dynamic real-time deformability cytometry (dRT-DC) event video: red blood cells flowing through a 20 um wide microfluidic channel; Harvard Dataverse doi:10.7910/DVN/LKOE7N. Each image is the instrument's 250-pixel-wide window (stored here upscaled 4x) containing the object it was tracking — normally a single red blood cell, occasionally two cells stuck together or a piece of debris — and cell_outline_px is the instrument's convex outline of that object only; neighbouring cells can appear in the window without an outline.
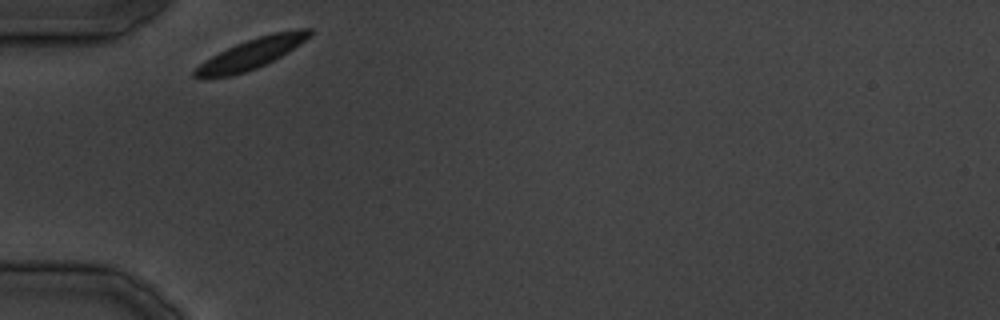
{"species": "common noctule bat (a hibernating species)", "species_latin": "Nyctalus noctula", "temperature_condition": "cold", "stored_images_in_passage": 21, "camera_frame_rate_fps": 3000, "um_per_image_px": 0.085, "animal": {"sex": "male", "body_mass_g": 19.5, "forearm_length_mm": 54.6}, "frame": {"image": 1, "passage_image": 1, "time_ms": 0.0, "image_size_px": [1000, 320], "cell_outline_px": [[312, 36], [288, 52], [256, 68], [244, 72], [228, 76], [192, 76], [192, 72], [204, 60], [236, 44], [272, 32], [300, 28], [312, 28]], "centroid_in_image_um": [21.45, 4.51], "position_along_channel_um": 63.6, "area_um2": 19.77}}
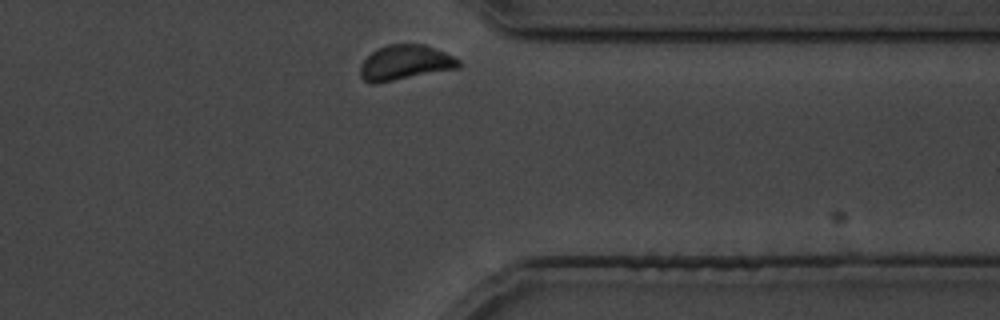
{"frame": {"image": 2, "passage_image": 21, "time_ms": 24.333, "image_size_px": [1000, 320], "cell_outline_px": [[460, 68], [376, 84], [368, 84], [360, 76], [360, 68], [364, 60], [372, 52], [388, 44], [424, 44], [444, 52], [460, 60]], "centroid_in_image_um": [34.43, 5.34], "position_along_channel_um": 377.0, "area_um2": 20.11}}